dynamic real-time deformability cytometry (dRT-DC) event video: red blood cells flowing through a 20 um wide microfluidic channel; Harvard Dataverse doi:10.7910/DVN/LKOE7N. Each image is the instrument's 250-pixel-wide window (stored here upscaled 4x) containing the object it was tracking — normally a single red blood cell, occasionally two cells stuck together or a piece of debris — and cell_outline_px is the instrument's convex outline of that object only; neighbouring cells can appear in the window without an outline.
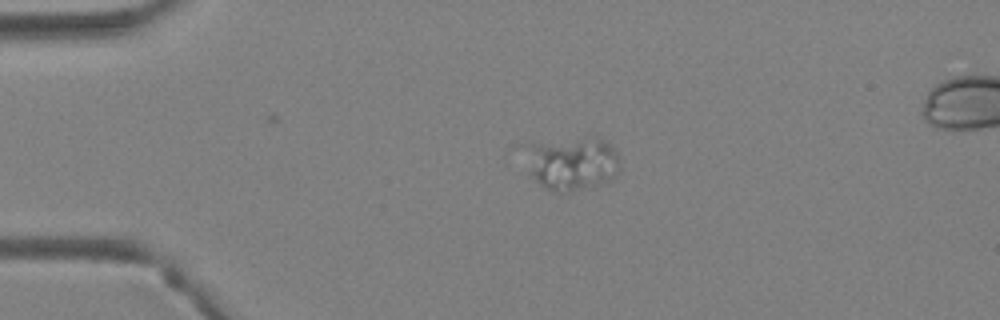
{"species": "Egyptian fruit bat (a non-hibernating species)", "species_latin": "Rousettus aegyptiacus", "temperature_condition": "warm", "stored_images_in_passage": 23, "camera_frame_rate_fps": 3000, "um_per_image_px": 0.085, "animal": {"sex": "female"}, "frame": {"image": 1, "passage_image": 1, "time_ms": 0.0, "image_size_px": [1000, 320], "cell_outline_px": [[620, 168], [616, 176], [612, 180], [568, 192], [552, 192], [544, 188], [528, 172], [508, 148], [524, 140], [584, 136], [596, 136], [608, 140], [616, 152], [620, 160]], "centroid_in_image_um": [48.31, 13.75], "position_along_channel_um": 36.7, "area_um2": 33.18}}
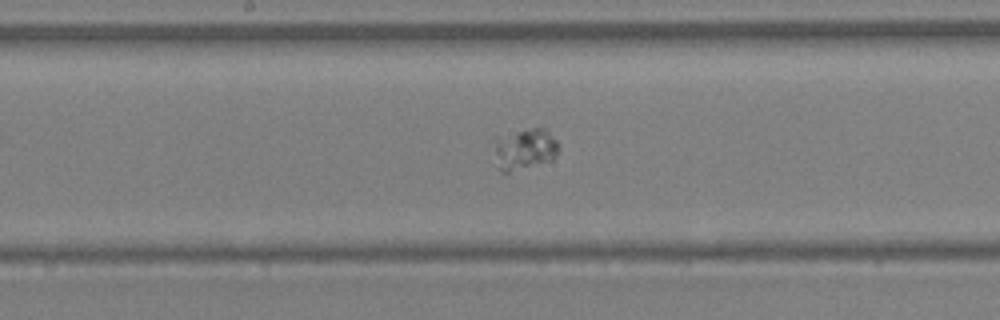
{"frame": {"image": 2, "passage_image": 14, "time_ms": 4.333, "image_size_px": [1000, 320], "cell_outline_px": [[560, 148], [556, 156], [552, 160], [504, 176], [500, 172], [496, 152], [496, 136], [532, 128], [548, 128], [556, 140]], "centroid_in_image_um": [44.64, 12.71], "position_along_channel_um": 203.6, "area_um2": 15.9}}
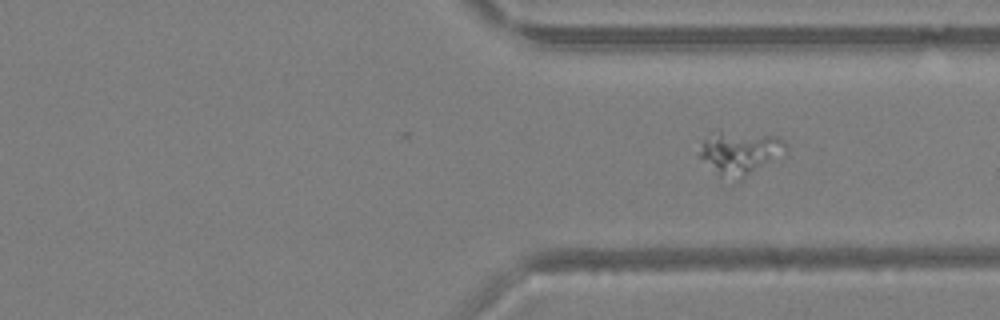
{"frame": {"image": 3, "passage_image": 23, "time_ms": 7.333, "image_size_px": [1000, 320], "cell_outline_px": [[788, 144], [744, 180], [720, 184], [716, 180], [700, 156], [700, 152], [704, 140], [716, 128], [720, 128], [780, 136]], "centroid_in_image_um": [62.73, 13.02], "position_along_channel_um": 348.7, "area_um2": 22.89}}